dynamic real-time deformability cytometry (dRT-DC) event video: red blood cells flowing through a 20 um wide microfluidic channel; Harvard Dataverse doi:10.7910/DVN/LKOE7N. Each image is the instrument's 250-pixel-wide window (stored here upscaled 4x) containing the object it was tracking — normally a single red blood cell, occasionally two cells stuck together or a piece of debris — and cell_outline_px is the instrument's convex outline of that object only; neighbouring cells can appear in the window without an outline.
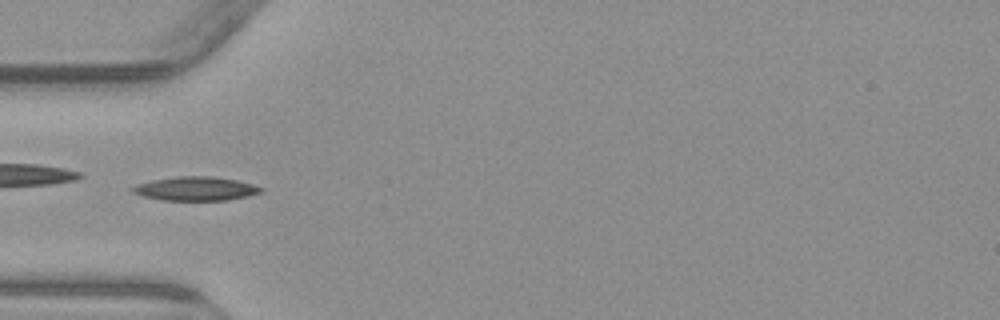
{"species": "common noctule bat (a hibernating species)", "species_latin": "Nyctalus noctula", "temperature_condition": "warm", "stored_images_in_passage": 38, "camera_frame_rate_fps": 3000, "um_per_image_px": 0.085, "animal": {"sex": "male", "body_mass_g": 23.1, "forearm_length_mm": 52.7}, "frame": {"image": 1, "passage_image": 1, "time_ms": 0.0, "image_size_px": [1000, 320], "cell_outline_px": [[264, 192], [248, 196], [228, 200], [164, 200], [144, 196], [132, 192], [128, 188], [136, 184], [152, 180], [176, 176], [212, 176], [236, 180], [252, 184], [264, 188]], "centroid_in_image_um": [16.63, 16.03], "position_along_channel_um": 68.4, "area_um2": 17.98}}
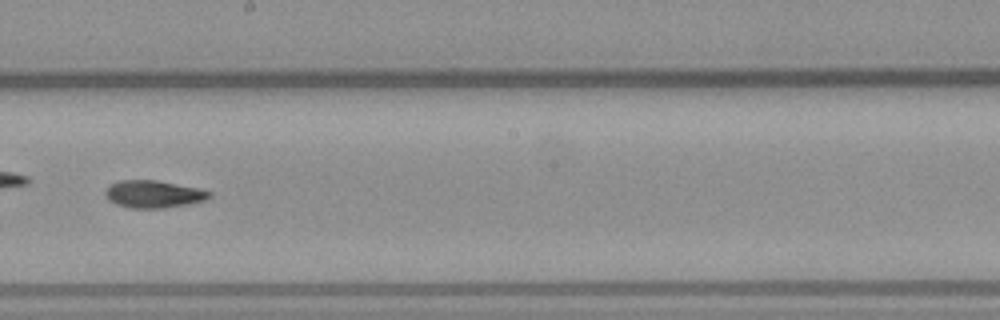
{"frame": {"image": 2, "passage_image": 14, "time_ms": 4.333, "image_size_px": [1000, 320], "cell_outline_px": [[212, 196], [204, 200], [188, 204], [164, 208], [128, 208], [116, 204], [108, 200], [104, 192], [108, 184], [120, 180], [156, 180], [200, 188], [212, 192]], "centroid_in_image_um": [13.03, 16.49], "position_along_channel_um": 235.2, "area_um2": 16.82}}
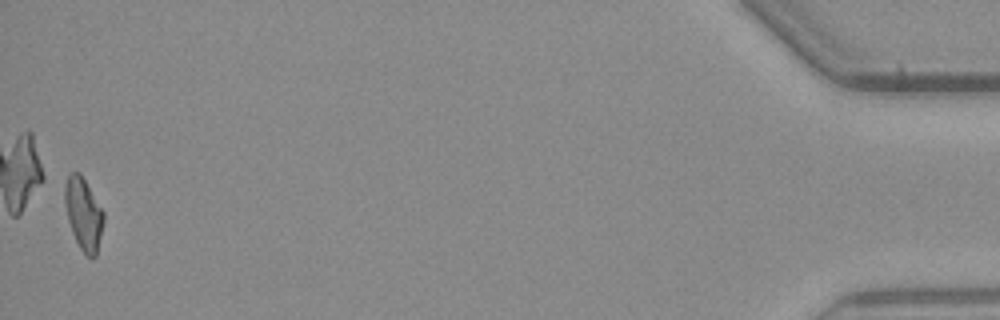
{"frame": {"image": 3, "passage_image": 37, "time_ms": 12.0, "image_size_px": [1000, 320], "cell_outline_px": [[104, 220], [96, 256], [92, 260], [80, 248], [72, 232], [68, 220], [64, 204], [64, 184], [68, 176], [72, 172], [80, 172], [104, 212]], "centroid_in_image_um": [7.09, 18.17], "position_along_channel_um": 428.1, "area_um2": 16.3}}